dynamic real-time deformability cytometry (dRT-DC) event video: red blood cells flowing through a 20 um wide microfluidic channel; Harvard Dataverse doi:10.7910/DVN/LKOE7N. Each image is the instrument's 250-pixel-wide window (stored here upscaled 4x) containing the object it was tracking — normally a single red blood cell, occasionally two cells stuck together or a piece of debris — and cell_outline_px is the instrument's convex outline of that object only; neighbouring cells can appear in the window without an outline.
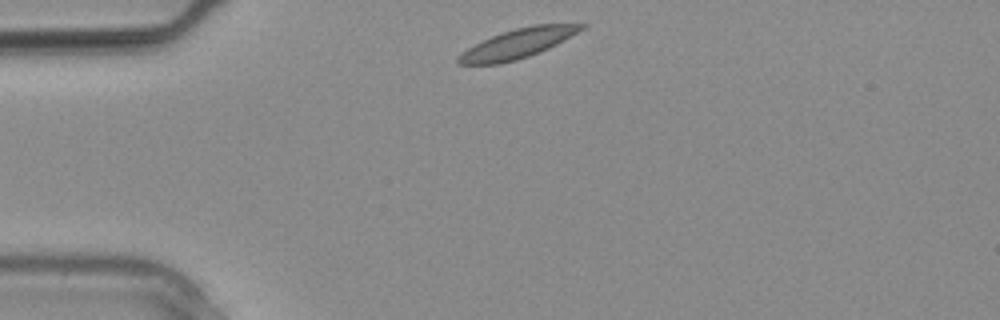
{"species": "common noctule bat (a hibernating species)", "species_latin": "Nyctalus noctula", "temperature_condition": "warm", "stored_images_in_passage": 15, "camera_frame_rate_fps": 3000, "um_per_image_px": 0.085, "animal": {"sex": "male", "body_mass_g": 20.4}, "frame": {"image": 1, "passage_image": 1, "time_ms": 0.0, "image_size_px": [1000, 320], "cell_outline_px": [[588, 24], [584, 28], [556, 44], [548, 48], [528, 56], [516, 60], [500, 64], [456, 64], [456, 60], [468, 48], [492, 36], [516, 28], [536, 24]], "centroid_in_image_um": [44.0, 3.71], "position_along_channel_um": 41.0, "area_um2": 20.46}}
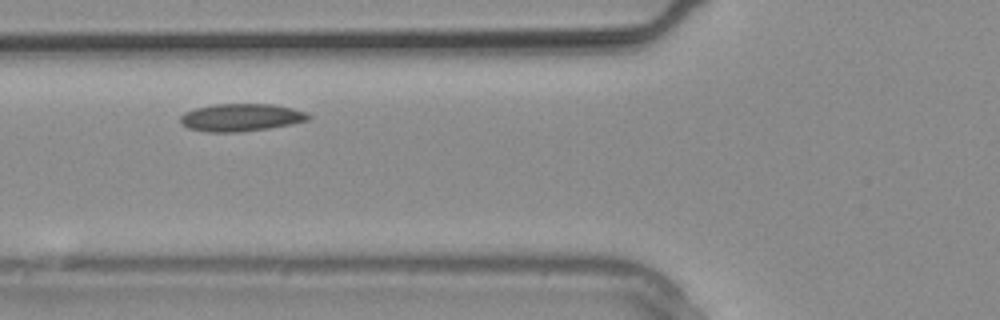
{"frame": {"image": 2, "passage_image": 5, "time_ms": 1.333, "image_size_px": [1000, 320], "cell_outline_px": [[312, 116], [308, 120], [292, 124], [268, 128], [240, 132], [208, 132], [188, 128], [180, 124], [180, 116], [184, 112], [196, 108], [212, 104], [272, 104], [292, 108], [304, 112]], "centroid_in_image_um": [20.45, 9.98], "position_along_channel_um": 105.3, "area_um2": 20.63}}